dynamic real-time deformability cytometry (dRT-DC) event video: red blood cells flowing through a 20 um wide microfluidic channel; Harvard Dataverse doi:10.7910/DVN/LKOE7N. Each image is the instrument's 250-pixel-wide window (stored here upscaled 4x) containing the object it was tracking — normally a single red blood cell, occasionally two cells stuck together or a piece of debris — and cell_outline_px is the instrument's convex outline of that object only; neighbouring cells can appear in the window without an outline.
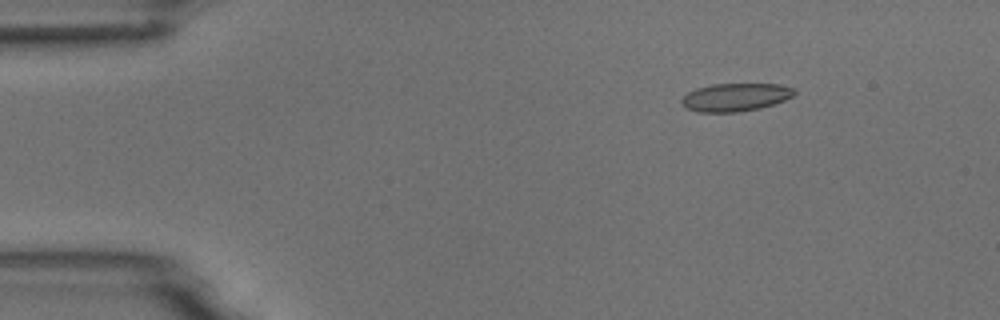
{"species": "common noctule bat (a hibernating species)", "species_latin": "Nyctalus noctula", "temperature_condition": "room temperature", "stored_images_in_passage": 6, "camera_frame_rate_fps": 3000, "um_per_image_px": 0.085, "animal": {"sex": "male", "body_mass_g": 18.8}, "frame": {"image": 1, "passage_image": 1, "time_ms": 0.0, "image_size_px": [1000, 320], "cell_outline_px": [[796, 92], [792, 96], [784, 100], [760, 108], [736, 112], [696, 112], [684, 108], [680, 104], [680, 100], [688, 92], [696, 88], [712, 84], [780, 84], [796, 88]], "centroid_in_image_um": [62.47, 8.26], "position_along_channel_um": 22.5, "area_um2": 18.55}}
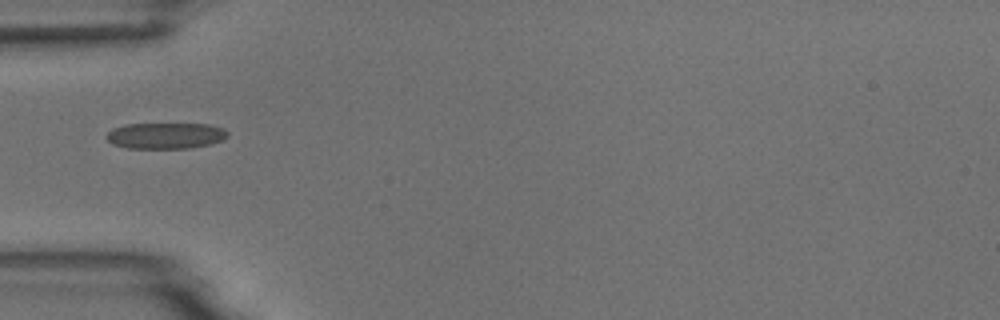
{"frame": {"image": 2, "passage_image": 3, "time_ms": 3.333, "image_size_px": [1000, 320], "cell_outline_px": [[228, 136], [224, 140], [212, 144], [188, 148], [128, 148], [112, 144], [104, 136], [112, 128], [124, 124], [208, 124], [224, 128], [228, 132]], "centroid_in_image_um": [14.08, 11.53], "position_along_channel_um": 70.9, "area_um2": 18.61}}